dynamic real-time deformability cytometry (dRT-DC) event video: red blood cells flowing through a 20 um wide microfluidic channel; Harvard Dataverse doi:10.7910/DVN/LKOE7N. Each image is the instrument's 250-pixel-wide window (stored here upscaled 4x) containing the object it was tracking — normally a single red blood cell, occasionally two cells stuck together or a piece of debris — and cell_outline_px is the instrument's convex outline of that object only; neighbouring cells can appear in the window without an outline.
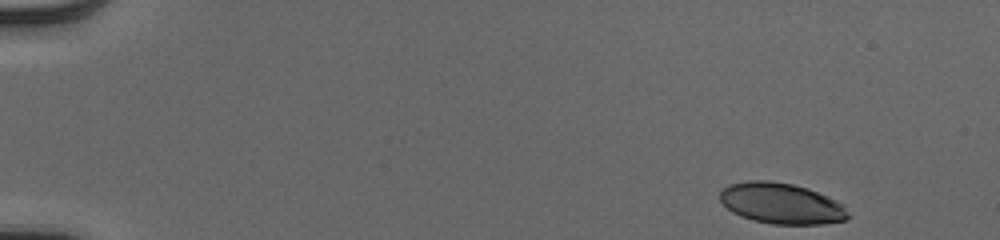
{"species": "human", "species_latin": "Homo sapiens", "temperature_condition": "cold", "stored_images_in_passage": 48, "camera_frame_rate_fps": 3000, "um_per_image_px": 0.085, "donor": {"sex": "male"}, "frame": {"image": 1, "passage_image": 1, "time_ms": 0.0, "image_size_px": [1000, 240], "cell_outline_px": [[848, 220], [824, 224], [772, 224], [752, 220], [740, 216], [732, 212], [720, 200], [720, 192], [728, 184], [748, 180], [768, 180], [792, 184], [808, 188], [836, 200], [844, 204], [848, 216]], "centroid_in_image_um": [66.42, 17.29], "position_along_channel_um": 18.6, "area_um2": 30.63}}
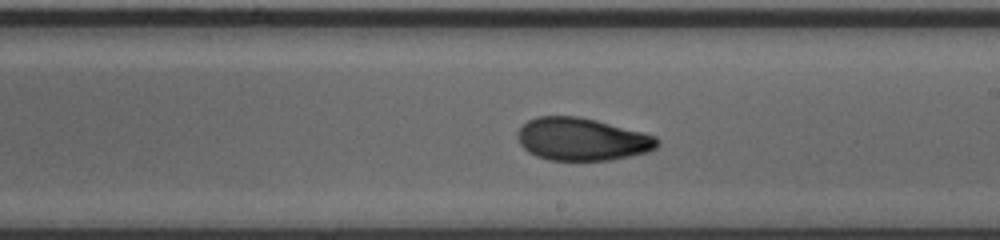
{"frame": {"image": 2, "passage_image": 28, "time_ms": 9.0, "image_size_px": [1000, 240], "cell_outline_px": [[660, 144], [656, 148], [648, 152], [608, 160], [548, 160], [536, 156], [528, 152], [520, 144], [516, 136], [516, 132], [528, 120], [536, 116], [580, 116], [644, 132], [656, 136], [660, 140]], "centroid_in_image_um": [49.47, 11.83], "position_along_channel_um": 239.5, "area_um2": 34.97}}
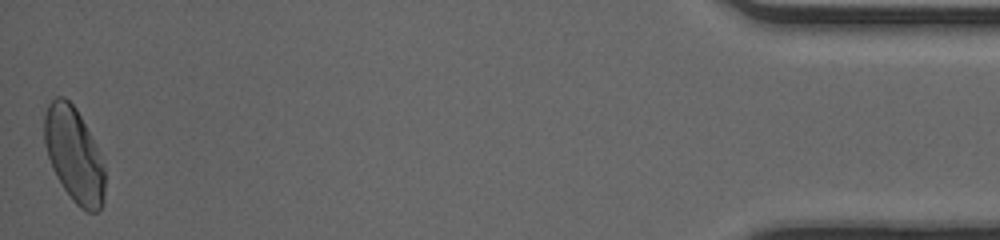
{"frame": {"image": 3, "passage_image": 48, "time_ms": 15.667, "image_size_px": [1000, 240], "cell_outline_px": [[104, 200], [100, 208], [96, 212], [88, 212], [80, 208], [72, 200], [56, 176], [52, 168], [48, 156], [44, 140], [44, 116], [48, 104], [56, 96], [64, 96], [76, 108], [96, 148], [104, 168]], "centroid_in_image_um": [6.27, 13.17], "position_along_channel_um": 428.9, "area_um2": 32.83}, "authors_computed_cell_mechanics": {"area_um2": 33.6107, "velocity_mm_per_s": 4.0535, "shape_relaxation_time_tau1_ms": 5.6468, "shape_relaxation_time_tau2_ms": 1.339, "deformation_change_tau1": 0.1791, "deformation_change_tau2": 0.0602}}